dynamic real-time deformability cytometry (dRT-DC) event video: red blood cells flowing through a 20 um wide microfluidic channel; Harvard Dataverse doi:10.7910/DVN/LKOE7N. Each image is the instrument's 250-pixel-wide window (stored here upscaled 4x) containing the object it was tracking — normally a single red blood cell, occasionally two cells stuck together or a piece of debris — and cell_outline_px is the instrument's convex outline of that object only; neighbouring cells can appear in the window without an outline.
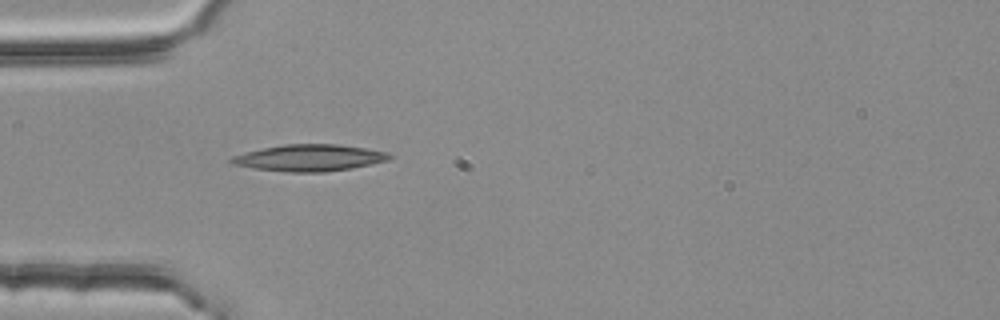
{"species": "common noctule bat (a hibernating species)", "species_latin": "Nyctalus noctula", "temperature_condition": "room temperature", "stored_images_in_passage": 1, "camera_frame_rate_fps": 3000, "um_per_image_px": 0.085, "animal": {"sex": "female", "body_mass_g": 25.1}, "frame": {"image": 1, "passage_image": 1, "time_ms": 0.0, "image_size_px": [1000, 320], "cell_outline_px": [[396, 156], [388, 160], [348, 168], [324, 172], [288, 172], [252, 168], [232, 164], [228, 160], [232, 156], [264, 148], [284, 144], [340, 144], [388, 152]], "centroid_in_image_um": [26.3, 13.41], "position_along_channel_um": 58.7, "area_um2": 24.33}}